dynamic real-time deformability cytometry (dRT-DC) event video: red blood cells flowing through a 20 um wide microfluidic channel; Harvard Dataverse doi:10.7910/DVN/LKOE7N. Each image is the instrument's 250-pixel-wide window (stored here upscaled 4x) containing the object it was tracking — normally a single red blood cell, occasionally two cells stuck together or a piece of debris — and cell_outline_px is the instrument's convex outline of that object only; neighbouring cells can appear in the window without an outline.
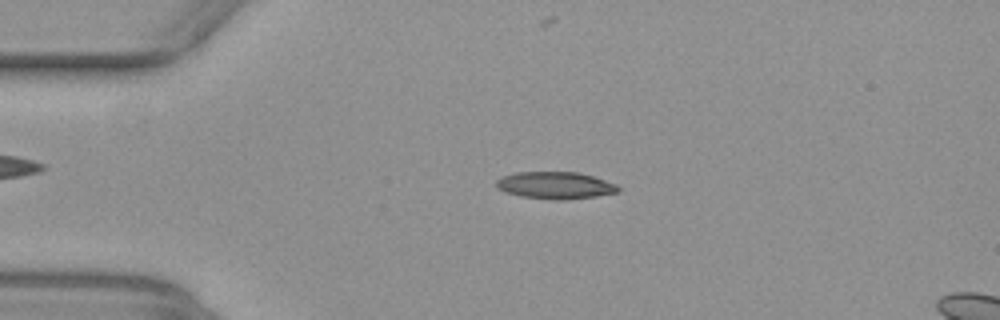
{"species": "common noctule bat (a hibernating species)", "species_latin": "Nyctalus noctula", "temperature_condition": "warm", "stored_images_in_passage": 51, "camera_frame_rate_fps": 3000, "um_per_image_px": 0.085, "animal": {"sex": "female", "body_mass_g": 29.2, "forearm_length_mm": 56.3}, "frame": {"image": 1, "passage_image": 11, "time_ms": 3.333, "image_size_px": [1000, 320], "cell_outline_px": [[620, 192], [596, 196], [560, 200], [552, 200], [520, 196], [504, 192], [496, 188], [496, 180], [500, 176], [516, 172], [580, 172], [616, 184], [620, 188]], "centroid_in_image_um": [47.16, 15.75], "position_along_channel_um": 37.8, "area_um2": 19.42}}
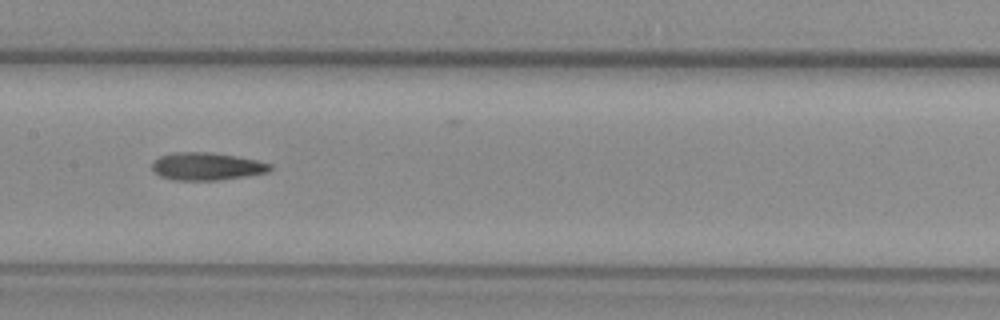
{"frame": {"image": 2, "passage_image": 25, "time_ms": 8.0, "image_size_px": [1000, 320], "cell_outline_px": [[272, 168], [268, 172], [220, 180], [172, 180], [160, 176], [152, 168], [152, 160], [160, 156], [172, 152], [212, 152], [236, 156], [256, 160], [272, 164]], "centroid_in_image_um": [17.55, 14.13], "position_along_channel_um": 189.9, "area_um2": 19.07}}
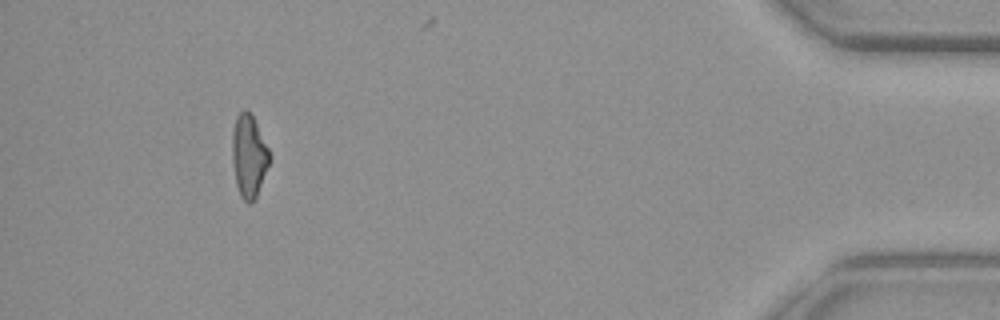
{"frame": {"image": 3, "passage_image": 47, "time_ms": 15.333, "image_size_px": [1000, 320], "cell_outline_px": [[268, 164], [256, 196], [252, 204], [248, 204], [240, 196], [236, 184], [232, 160], [232, 132], [236, 116], [244, 108], [252, 116], [268, 148]], "centroid_in_image_um": [21.11, 13.27], "position_along_channel_um": 414.1, "area_um2": 17.51}, "authors_computed_cell_mechanics": {"area_um2": 18.6694, "velocity_mm_per_s": 3.9999, "shape_relaxation_time_tau1_ms": null, "shape_relaxation_time_tau2_ms": 5.8697, "deformation_change_tau1": null, "deformation_change_tau2": 0.1777}}